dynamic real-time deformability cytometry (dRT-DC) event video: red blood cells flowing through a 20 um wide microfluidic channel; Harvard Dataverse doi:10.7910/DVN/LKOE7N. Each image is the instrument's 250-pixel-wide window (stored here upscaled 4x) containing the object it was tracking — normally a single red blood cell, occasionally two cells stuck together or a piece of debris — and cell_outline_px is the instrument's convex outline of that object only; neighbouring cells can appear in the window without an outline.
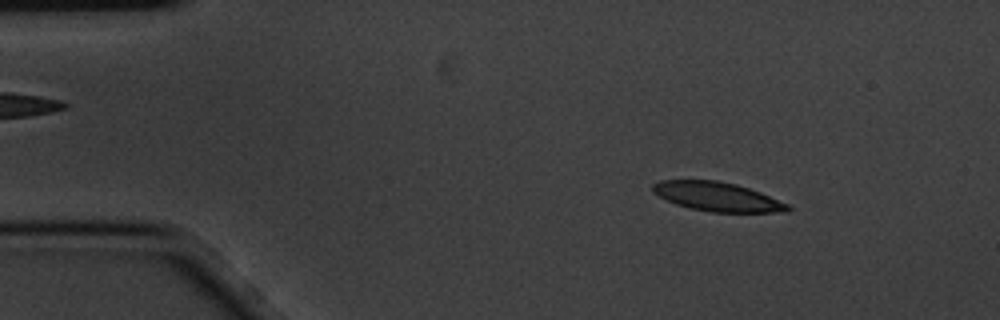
{"species": "common noctule bat (a hibernating species)", "species_latin": "Nyctalus noctula", "temperature_condition": "cold", "stored_images_in_passage": 3, "camera_frame_rate_fps": 3000, "um_per_image_px": 0.085, "animal": {"sex": "male", "body_mass_g": 20.1, "forearm_length_mm": 53.5}, "frame": {"image": 1, "passage_image": 1, "time_ms": 0.0, "image_size_px": [1000, 320], "cell_outline_px": [[792, 208], [788, 212], [712, 212], [688, 208], [676, 204], [652, 192], [652, 184], [660, 180], [716, 180], [736, 184], [760, 192], [788, 204]], "centroid_in_image_um": [60.97, 16.72], "position_along_channel_um": 24.0, "area_um2": 22.83}}